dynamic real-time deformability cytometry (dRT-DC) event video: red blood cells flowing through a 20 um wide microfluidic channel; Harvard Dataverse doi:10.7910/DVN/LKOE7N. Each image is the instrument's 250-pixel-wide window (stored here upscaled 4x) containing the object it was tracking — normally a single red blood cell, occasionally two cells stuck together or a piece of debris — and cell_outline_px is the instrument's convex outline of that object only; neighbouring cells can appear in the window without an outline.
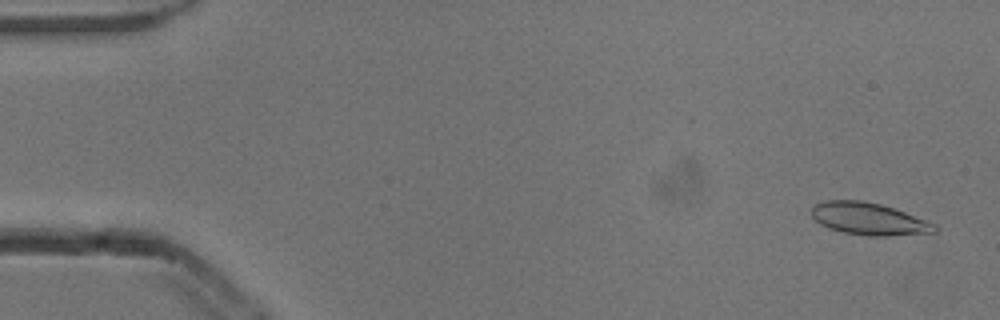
{"species": "common noctule bat (a hibernating species)", "species_latin": "Nyctalus noctula", "temperature_condition": "cold", "stored_images_in_passage": 3, "camera_frame_rate_fps": 3000, "um_per_image_px": 0.085, "animal": {"sex": "male", "body_mass_g": 13.3}, "frame": {"image": 1, "passage_image": 3, "time_ms": 0.667, "image_size_px": [1000, 320], "cell_outline_px": [[940, 228], [936, 232], [888, 236], [868, 236], [844, 232], [828, 228], [820, 224], [812, 216], [812, 208], [816, 204], [824, 200], [864, 200], [880, 204], [904, 212], [936, 224]], "centroid_in_image_um": [73.86, 18.6], "position_along_channel_um": 11.1, "area_um2": 23.06}}